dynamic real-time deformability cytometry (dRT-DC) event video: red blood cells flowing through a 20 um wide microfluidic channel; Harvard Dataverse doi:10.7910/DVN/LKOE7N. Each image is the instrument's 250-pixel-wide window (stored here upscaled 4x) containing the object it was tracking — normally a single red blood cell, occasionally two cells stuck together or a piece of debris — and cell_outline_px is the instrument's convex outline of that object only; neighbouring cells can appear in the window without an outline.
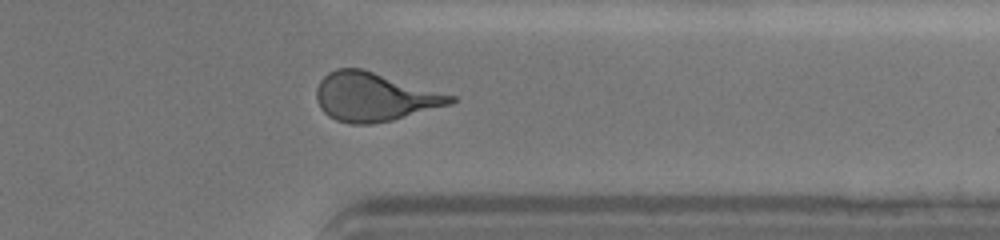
{"species": "human", "species_latin": "Homo sapiens", "temperature_condition": "cold", "stored_images_in_passage": 39, "camera_frame_rate_fps": 3000, "um_per_image_px": 0.085, "donor": {"sex": "female"}, "frame": {"image": 1, "passage_image": 34, "time_ms": 11.0, "image_size_px": [1000, 240], "cell_outline_px": [[456, 100], [452, 104], [392, 120], [372, 124], [348, 124], [336, 120], [328, 116], [320, 108], [316, 100], [316, 88], [320, 80], [328, 72], [336, 68], [364, 68], [456, 96]], "centroid_in_image_um": [31.8, 8.23], "position_along_channel_um": 379.6, "area_um2": 38.38}}